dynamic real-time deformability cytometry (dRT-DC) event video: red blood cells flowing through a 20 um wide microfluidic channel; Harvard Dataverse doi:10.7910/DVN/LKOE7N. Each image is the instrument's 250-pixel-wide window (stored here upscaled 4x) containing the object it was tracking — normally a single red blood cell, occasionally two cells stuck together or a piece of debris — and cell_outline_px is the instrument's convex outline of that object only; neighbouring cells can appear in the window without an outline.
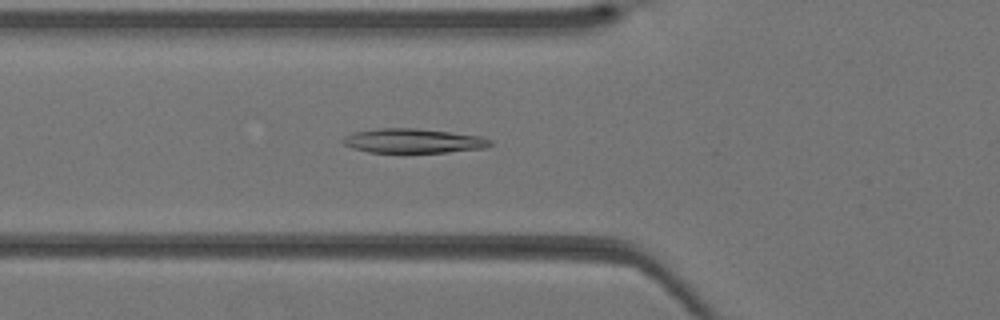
{"species": "Egyptian fruit bat (a non-hibernating species)", "species_latin": "Rousettus aegyptiacus", "temperature_condition": "warm", "stored_images_in_passage": 41, "camera_frame_rate_fps": 3000, "um_per_image_px": 0.085, "animal": {"sex": "female"}, "frame": {"image": 1, "passage_image": 15, "time_ms": 4.667, "image_size_px": [1000, 320], "cell_outline_px": [[492, 144], [484, 148], [448, 152], [368, 152], [352, 148], [344, 144], [340, 140], [344, 136], [352, 132], [376, 128], [416, 128], [480, 136], [492, 140]], "centroid_in_image_um": [35.07, 11.96], "position_along_channel_um": 90.7, "area_um2": 20.92}}
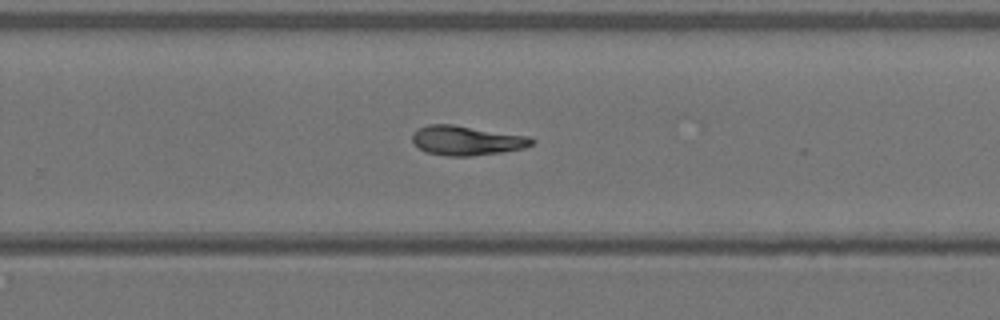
{"frame": {"image": 2, "passage_image": 27, "time_ms": 8.667, "image_size_px": [1000, 320], "cell_outline_px": [[536, 140], [532, 144], [524, 148], [504, 152], [468, 156], [448, 156], [428, 152], [420, 148], [412, 140], [412, 132], [416, 128], [428, 124], [452, 124], [532, 136]], "centroid_in_image_um": [39.7, 11.92], "position_along_channel_um": 290.1, "area_um2": 20.75}}
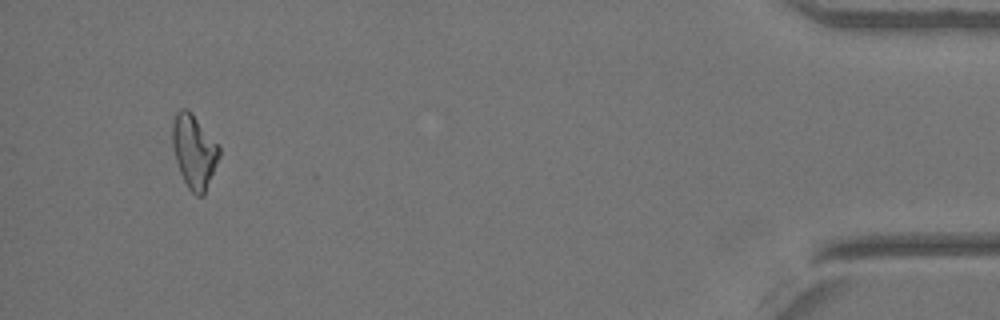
{"frame": {"image": 3, "passage_image": 39, "time_ms": 12.667, "image_size_px": [1000, 320], "cell_outline_px": [[220, 156], [204, 196], [196, 196], [188, 188], [180, 172], [176, 160], [172, 144], [172, 124], [176, 112], [180, 108], [188, 108], [192, 112], [220, 148]], "centroid_in_image_um": [16.49, 12.86], "position_along_channel_um": 418.7, "area_um2": 20.06}}